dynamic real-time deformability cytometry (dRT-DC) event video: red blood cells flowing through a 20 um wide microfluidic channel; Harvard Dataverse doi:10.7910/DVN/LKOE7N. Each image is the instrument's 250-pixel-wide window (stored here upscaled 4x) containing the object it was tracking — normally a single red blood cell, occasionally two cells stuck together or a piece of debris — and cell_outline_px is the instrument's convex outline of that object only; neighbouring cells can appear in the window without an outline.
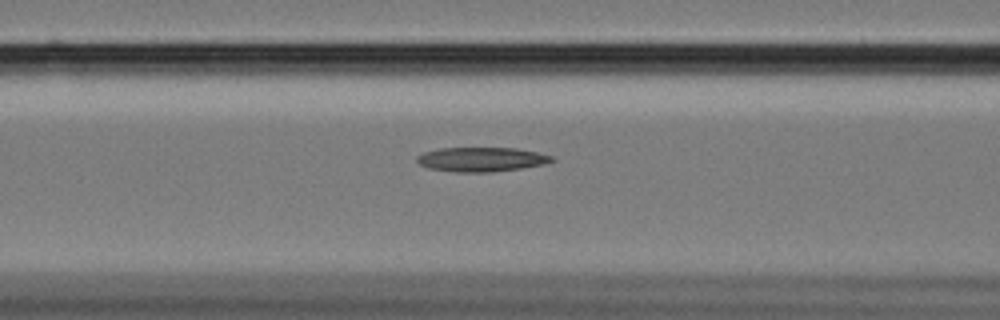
{"species": "Egyptian fruit bat (a non-hibernating species)", "species_latin": "Rousettus aegyptiacus", "temperature_condition": "cold", "stored_images_in_passage": 58, "camera_frame_rate_fps": 3000, "um_per_image_px": 0.085, "animal": {"sex": "female"}, "frame": {"image": 1, "passage_image": 23, "time_ms": 7.333, "image_size_px": [1000, 320], "cell_outline_px": [[556, 160], [544, 164], [520, 168], [492, 172], [456, 172], [428, 168], [420, 164], [416, 160], [416, 156], [424, 152], [440, 148], [516, 148], [536, 152], [552, 156]], "centroid_in_image_um": [40.9, 13.55], "position_along_channel_um": 125.7, "area_um2": 19.07}}
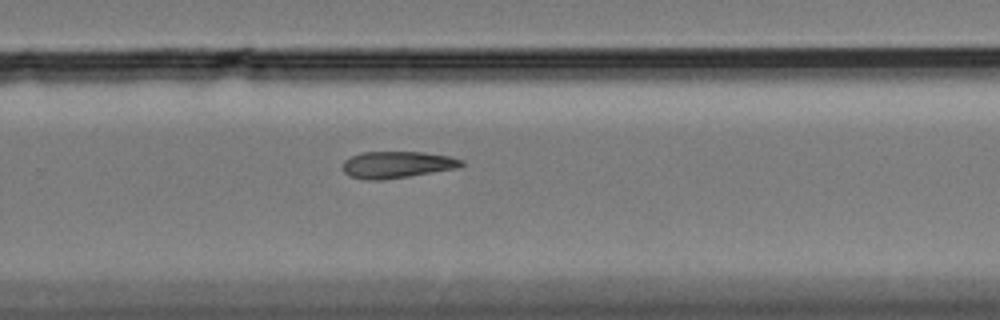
{"frame": {"image": 2, "passage_image": 38, "time_ms": 12.333, "image_size_px": [1000, 320], "cell_outline_px": [[464, 164], [456, 168], [408, 176], [380, 180], [364, 180], [348, 176], [344, 172], [344, 160], [352, 156], [364, 152], [424, 152], [448, 156], [464, 160]], "centroid_in_image_um": [33.73, 14.0], "position_along_channel_um": 296.1, "area_um2": 18.32}}
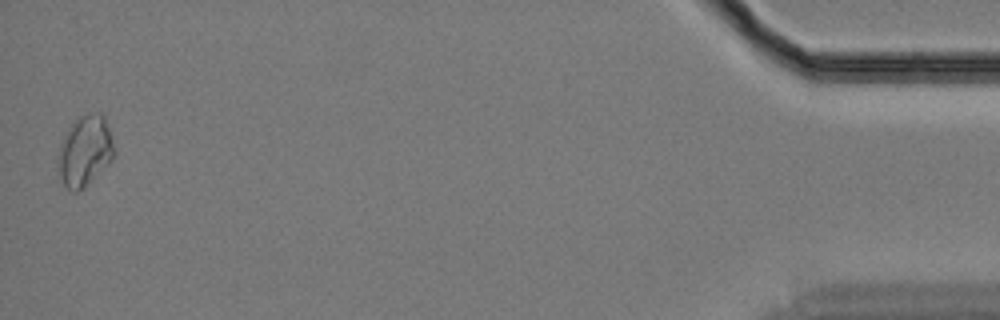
{"frame": {"image": 3, "passage_image": 57, "time_ms": 18.667, "image_size_px": [1000, 320], "cell_outline_px": [[116, 152], [112, 160], [108, 164], [76, 192], [72, 192], [64, 184], [56, 168], [56, 156], [60, 144], [68, 128], [80, 116], [100, 112], [104, 116]], "centroid_in_image_um": [7.18, 12.82], "position_along_channel_um": 428.0, "area_um2": 22.77}}